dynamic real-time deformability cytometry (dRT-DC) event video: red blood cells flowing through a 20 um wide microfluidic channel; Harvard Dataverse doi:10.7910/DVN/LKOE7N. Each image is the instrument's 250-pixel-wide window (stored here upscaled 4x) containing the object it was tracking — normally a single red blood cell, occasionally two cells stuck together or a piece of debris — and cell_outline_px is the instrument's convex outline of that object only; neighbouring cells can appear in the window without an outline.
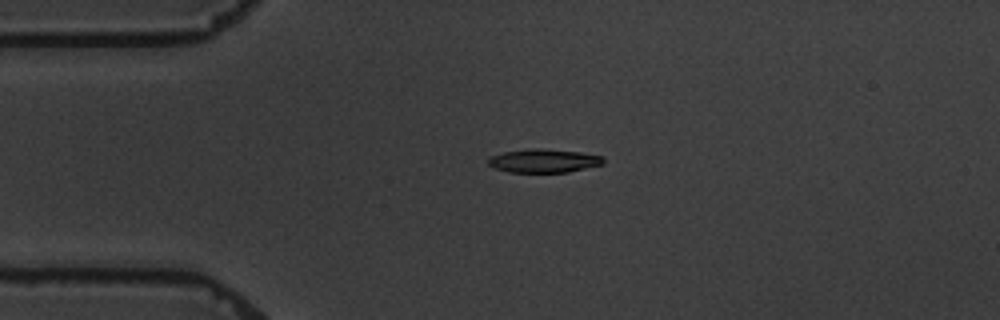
{"species": "common noctule bat (a hibernating species)", "species_latin": "Nyctalus noctula", "temperature_condition": "warm", "stored_images_in_passage": 5, "camera_frame_rate_fps": 3000, "um_per_image_px": 0.085, "animal": {"sex": "male", "body_mass_g": 19.5, "forearm_length_mm": 54.6}, "frame": {"image": 1, "passage_image": 4, "time_ms": 3.667, "image_size_px": [1000, 320], "cell_outline_px": [[604, 164], [568, 172], [508, 172], [496, 168], [488, 164], [488, 160], [492, 156], [504, 152], [536, 148], [580, 152], [604, 156]], "centroid_in_image_um": [46.27, 13.67], "position_along_channel_um": 38.7, "area_um2": 15.61}}